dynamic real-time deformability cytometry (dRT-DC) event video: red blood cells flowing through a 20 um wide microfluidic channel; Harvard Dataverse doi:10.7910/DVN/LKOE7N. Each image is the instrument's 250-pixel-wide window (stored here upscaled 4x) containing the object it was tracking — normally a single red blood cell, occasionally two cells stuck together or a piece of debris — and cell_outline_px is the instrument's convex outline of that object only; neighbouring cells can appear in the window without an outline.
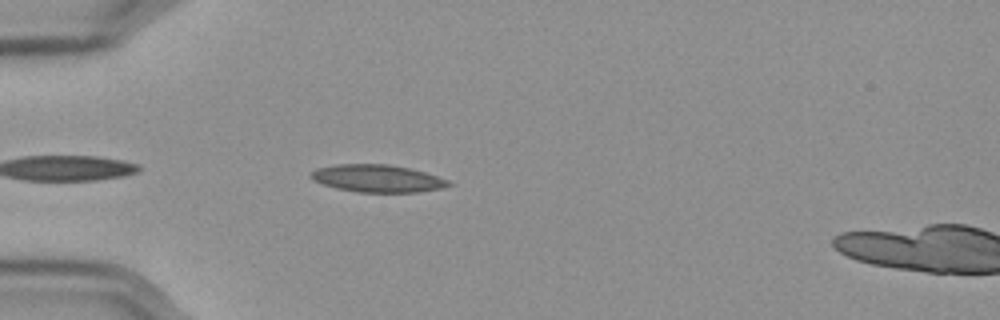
{"species": "Egyptian fruit bat (a non-hibernating species)", "species_latin": "Rousettus aegyptiacus", "temperature_condition": "cold", "stored_images_in_passage": 44, "camera_frame_rate_fps": 3000, "um_per_image_px": 0.085, "frame": {"image": 1, "passage_image": 4, "time_ms": 1.0, "image_size_px": [1000, 320], "cell_outline_px": [[452, 184], [440, 188], [420, 192], [356, 192], [336, 188], [312, 180], [308, 176], [316, 168], [336, 164], [388, 164], [408, 168], [424, 172], [448, 180]], "centroid_in_image_um": [32.03, 15.16], "position_along_channel_um": 53.0, "area_um2": 21.91}}
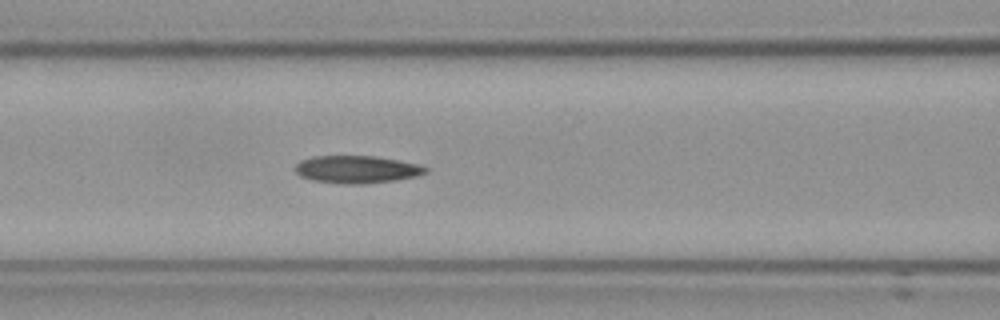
{"frame": {"image": 2, "passage_image": 12, "time_ms": 3.667, "image_size_px": [1000, 320], "cell_outline_px": [[428, 172], [416, 176], [396, 180], [356, 184], [352, 184], [312, 180], [300, 176], [296, 172], [296, 164], [300, 160], [312, 156], [376, 156], [420, 164], [428, 168]], "centroid_in_image_um": [30.34, 14.38], "position_along_channel_um": 136.3, "area_um2": 20.81}}
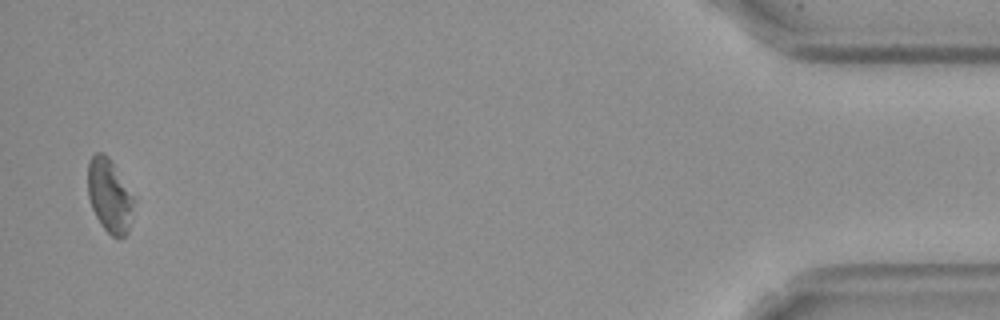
{"frame": {"image": 3, "passage_image": 43, "time_ms": 14.0, "image_size_px": [1000, 320], "cell_outline_px": [[132, 208], [128, 232], [120, 240], [112, 236], [100, 224], [92, 208], [88, 196], [88, 160], [96, 152], [104, 152], [112, 160], [132, 196]], "centroid_in_image_um": [9.27, 16.62], "position_along_channel_um": 425.9, "area_um2": 19.48}, "authors_computed_cell_mechanics": {"area_um2": 20.6057, "velocity_mm_per_s": 3.5793, "shape_relaxation_time_tau1_ms": null, "shape_relaxation_time_tau2_ms": 8.6415, "deformation_change_tau1": null, "deformation_change_tau2": 0.163}}